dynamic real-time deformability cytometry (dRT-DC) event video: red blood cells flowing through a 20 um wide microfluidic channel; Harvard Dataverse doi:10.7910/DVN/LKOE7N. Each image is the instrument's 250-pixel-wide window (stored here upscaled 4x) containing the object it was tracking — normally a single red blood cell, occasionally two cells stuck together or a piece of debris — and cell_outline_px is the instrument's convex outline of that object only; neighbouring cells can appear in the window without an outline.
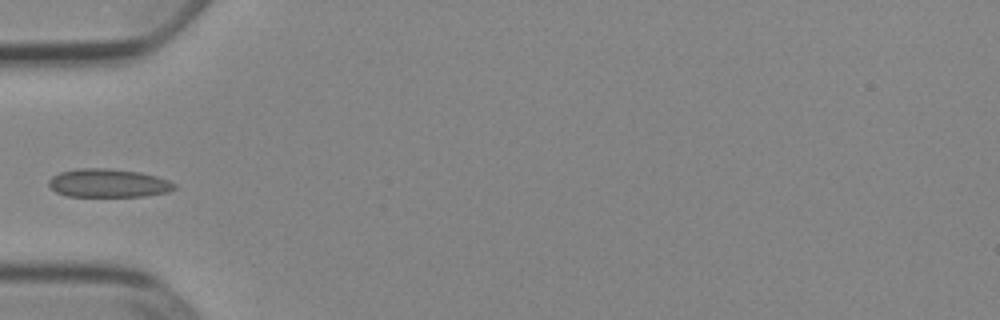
{"species": "Egyptian fruit bat (a non-hibernating species)", "species_latin": "Rousettus aegyptiacus", "temperature_condition": "cold", "stored_images_in_passage": 35, "camera_frame_rate_fps": 3000, "um_per_image_px": 0.085, "animal": {"sex": "female"}, "frame": {"image": 1, "passage_image": 1, "time_ms": 0.0, "image_size_px": [1000, 320], "cell_outline_px": [[176, 188], [168, 192], [144, 196], [68, 196], [56, 192], [48, 184], [48, 180], [52, 176], [60, 172], [76, 168], [108, 168], [140, 172], [156, 176], [168, 180], [176, 184]], "centroid_in_image_um": [9.2, 15.56], "position_along_channel_um": 75.8, "area_um2": 20.87}}
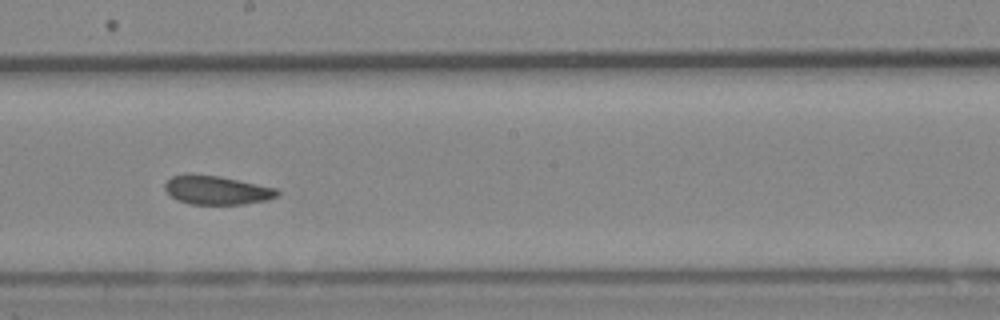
{"frame": {"image": 2, "passage_image": 13, "time_ms": 4.0, "image_size_px": [1000, 320], "cell_outline_px": [[280, 192], [276, 196], [268, 200], [244, 204], [188, 204], [176, 200], [164, 188], [164, 184], [172, 176], [220, 176], [276, 188]], "centroid_in_image_um": [18.46, 16.19], "position_along_channel_um": 229.7, "area_um2": 18.38}}
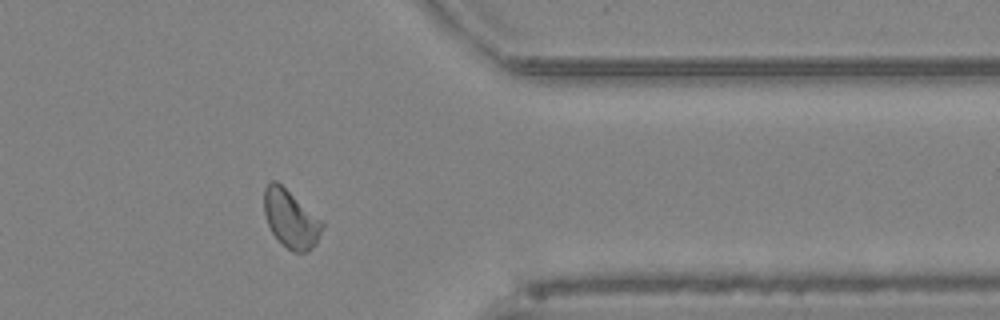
{"frame": {"image": 3, "passage_image": 26, "time_ms": 8.333, "image_size_px": [1000, 320], "cell_outline_px": [[324, 228], [316, 244], [308, 252], [292, 252], [272, 232], [268, 224], [264, 212], [264, 188], [272, 180], [276, 180], [324, 220]], "centroid_in_image_um": [24.76, 18.59], "position_along_channel_um": 386.6, "area_um2": 19.77}}